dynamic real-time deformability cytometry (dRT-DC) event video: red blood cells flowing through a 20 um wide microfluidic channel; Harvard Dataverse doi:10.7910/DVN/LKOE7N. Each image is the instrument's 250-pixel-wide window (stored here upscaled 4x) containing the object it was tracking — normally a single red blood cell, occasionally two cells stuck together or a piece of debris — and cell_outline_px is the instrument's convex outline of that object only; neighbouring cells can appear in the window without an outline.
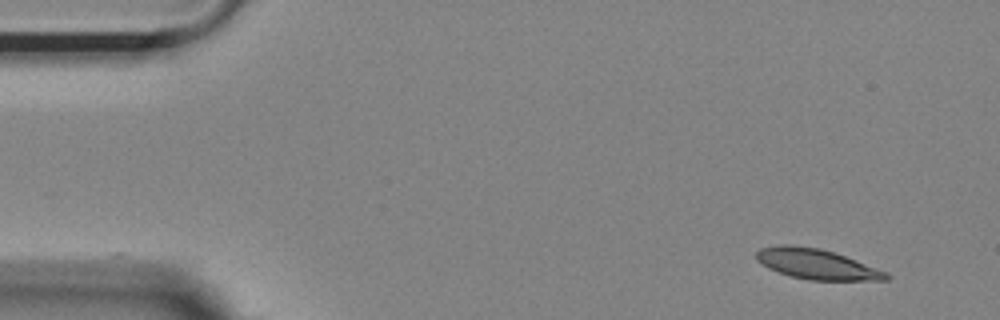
{"species": "Egyptian fruit bat (a non-hibernating species)", "species_latin": "Rousettus aegyptiacus", "temperature_condition": "room temperature", "stored_images_in_passage": 51, "camera_frame_rate_fps": 3000, "um_per_image_px": 0.085, "animal": {"sex": "female"}, "frame": {"image": 1, "passage_image": 1, "time_ms": 0.0, "image_size_px": [1000, 320], "cell_outline_px": [[892, 276], [888, 280], [808, 280], [792, 276], [768, 268], [756, 260], [756, 252], [760, 248], [780, 244], [788, 244], [820, 248], [844, 256], [888, 272]], "centroid_in_image_um": [69.41, 22.44], "position_along_channel_um": 15.6, "area_um2": 22.77}}
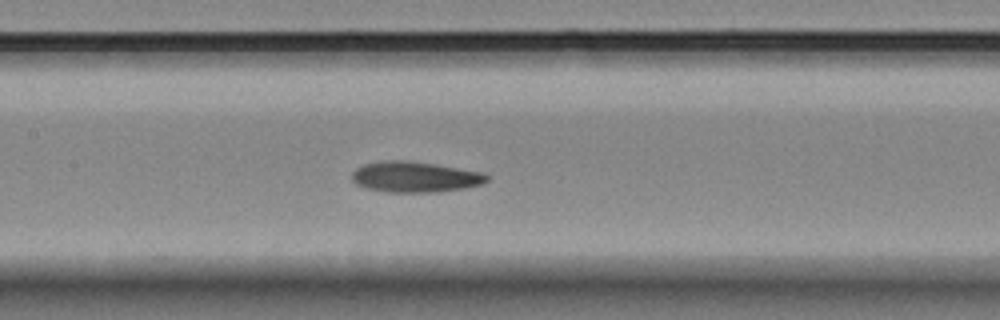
{"frame": {"image": 2, "passage_image": 22, "time_ms": 7.0, "image_size_px": [1000, 320], "cell_outline_px": [[488, 180], [480, 184], [464, 188], [436, 192], [388, 192], [368, 188], [356, 184], [352, 180], [352, 172], [356, 168], [364, 164], [384, 160], [408, 160], [436, 164], [484, 172], [488, 176]], "centroid_in_image_um": [35.27, 15.03], "position_along_channel_um": 172.1, "area_um2": 24.16}}
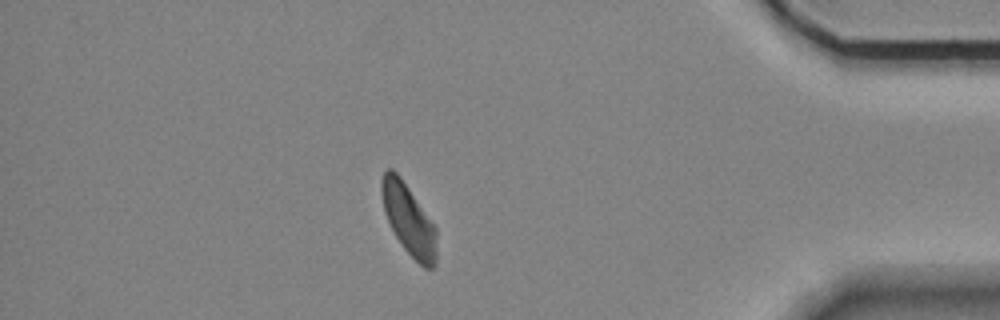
{"frame": {"image": 3, "passage_image": 44, "time_ms": 14.333, "image_size_px": [1000, 320], "cell_outline_px": [[436, 264], [432, 268], [424, 268], [404, 248], [396, 236], [384, 212], [380, 192], [380, 180], [384, 172], [388, 168], [392, 168], [400, 176], [436, 228]], "centroid_in_image_um": [34.71, 18.64], "position_along_channel_um": 400.5, "area_um2": 22.37}, "authors_computed_cell_mechanics": {"area_um2": 23.3512, "velocity_mm_per_s": 3.6458, "shape_relaxation_time_tau1_ms": 4.6868, "shape_relaxation_time_tau2_ms": 4.9541, "deformation_change_tau1": 0.123, "deformation_change_tau2": 0.1078}}